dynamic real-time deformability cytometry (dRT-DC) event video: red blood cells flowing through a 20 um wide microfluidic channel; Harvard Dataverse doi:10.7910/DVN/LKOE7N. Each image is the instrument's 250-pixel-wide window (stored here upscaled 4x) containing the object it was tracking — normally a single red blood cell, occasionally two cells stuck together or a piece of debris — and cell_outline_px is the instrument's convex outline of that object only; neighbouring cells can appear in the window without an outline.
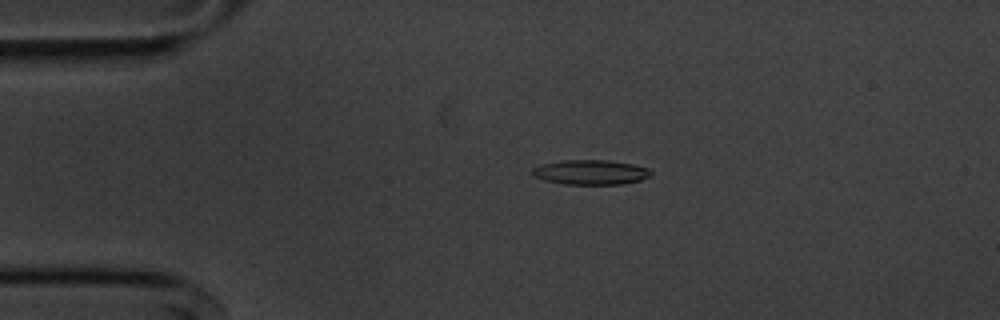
{"species": "common noctule bat (a hibernating species)", "species_latin": "Nyctalus noctula", "temperature_condition": "cold", "stored_images_in_passage": 55, "camera_frame_rate_fps": 3000, "um_per_image_px": 0.085, "animal": {"sex": "male", "body_mass_g": 20.1, "forearm_length_mm": 53.5}, "frame": {"image": 1, "passage_image": 12, "time_ms": 3.667, "image_size_px": [1000, 320], "cell_outline_px": [[652, 172], [648, 176], [640, 180], [620, 184], [564, 184], [544, 180], [532, 176], [532, 168], [540, 164], [564, 160], [608, 160], [632, 164], [648, 168]], "centroid_in_image_um": [50.15, 14.63], "position_along_channel_um": 34.8, "area_um2": 17.05}}
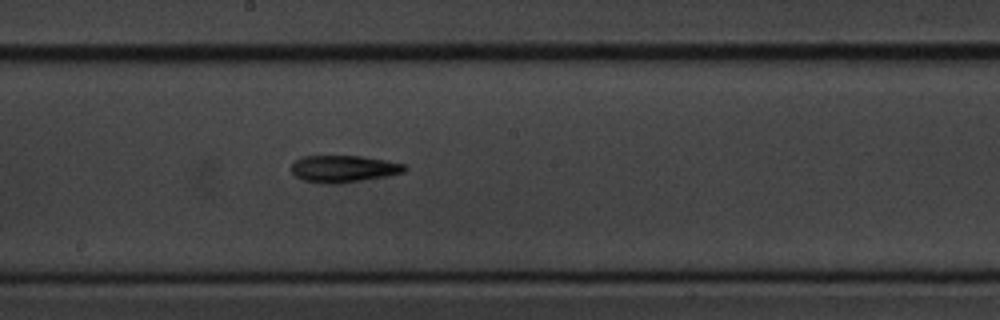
{"frame": {"image": 2, "passage_image": 30, "time_ms": 9.667, "image_size_px": [1000, 320], "cell_outline_px": [[408, 168], [404, 172], [384, 176], [336, 184], [332, 184], [304, 180], [296, 176], [292, 172], [292, 164], [296, 160], [304, 156], [360, 156], [384, 160], [404, 164]], "centroid_in_image_um": [29.2, 14.34], "position_along_channel_um": 219.0, "area_um2": 17.4}}
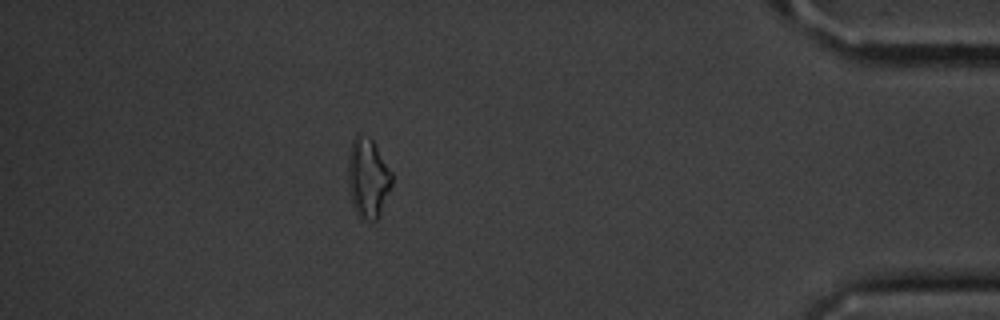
{"frame": {"image": 3, "passage_image": 49, "time_ms": 16.0, "image_size_px": [1000, 320], "cell_outline_px": [[392, 184], [380, 216], [376, 220], [364, 220], [356, 212], [352, 204], [348, 188], [348, 152], [352, 140], [356, 132], [360, 132], [368, 136], [372, 140], [392, 172]], "centroid_in_image_um": [31.25, 15.1], "position_along_channel_um": 403.9, "area_um2": 20.63}, "authors_computed_cell_mechanics": {"area_um2": 16.8776, "velocity_mm_per_s": 3.6396, "shape_relaxation_time_tau1_ms": 4.3277, "shape_relaxation_time_tau2_ms": 6.5913, "deformation_change_tau1": 0.1635, "deformation_change_tau2": 0.1988}}